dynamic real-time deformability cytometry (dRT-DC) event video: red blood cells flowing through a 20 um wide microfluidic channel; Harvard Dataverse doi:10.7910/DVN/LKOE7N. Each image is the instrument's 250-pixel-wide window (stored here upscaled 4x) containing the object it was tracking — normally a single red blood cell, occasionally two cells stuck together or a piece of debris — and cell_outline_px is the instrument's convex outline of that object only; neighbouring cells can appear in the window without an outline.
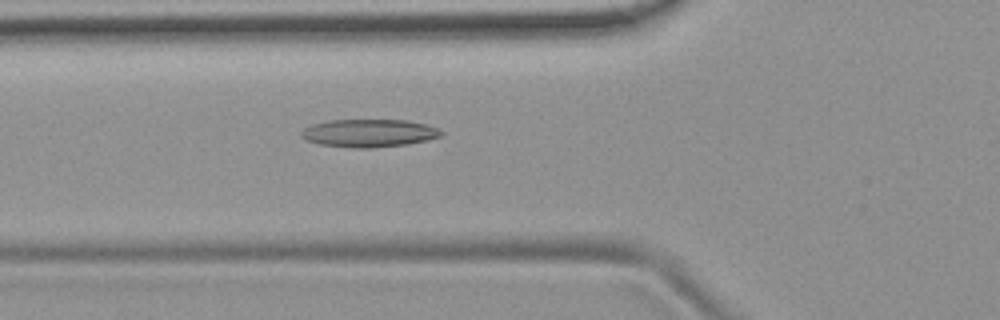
{"species": "common noctule bat (a hibernating species)", "species_latin": "Nyctalus noctula", "temperature_condition": "room temperature", "stored_images_in_passage": 40, "camera_frame_rate_fps": 3000, "um_per_image_px": 0.085, "animal": {"sex": "female", "body_mass_g": 19.9}, "frame": {"image": 1, "passage_image": 6, "time_ms": 1.667, "image_size_px": [1000, 320], "cell_outline_px": [[444, 132], [440, 136], [428, 140], [408, 144], [372, 148], [352, 148], [320, 144], [304, 140], [300, 136], [300, 132], [304, 128], [312, 124], [328, 120], [408, 120], [428, 124]], "centroid_in_image_um": [31.35, 11.31], "position_along_channel_um": 94.5, "area_um2": 22.95}}
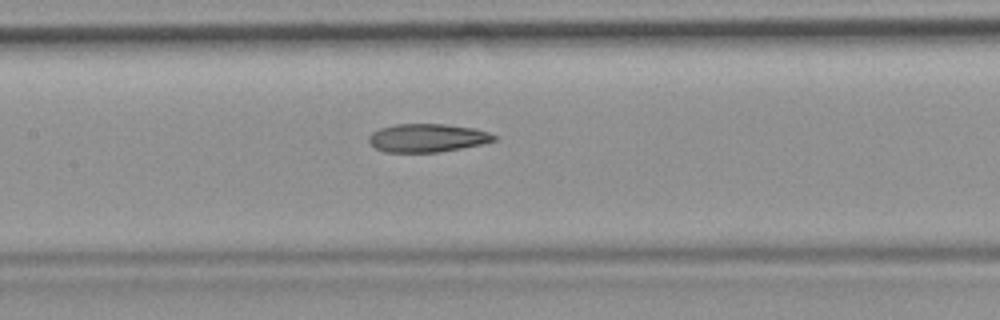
{"frame": {"image": 2, "passage_image": 12, "time_ms": 3.667, "image_size_px": [1000, 320], "cell_outline_px": [[496, 140], [480, 144], [460, 148], [436, 152], [384, 152], [376, 148], [368, 140], [368, 136], [372, 132], [380, 128], [396, 124], [444, 124], [472, 128], [488, 132], [496, 136]], "centroid_in_image_um": [36.28, 11.72], "position_along_channel_um": 171.1, "area_um2": 20.4}}
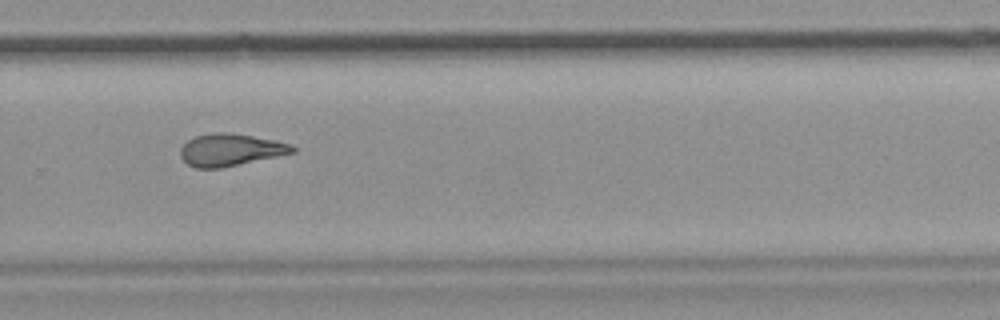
{"frame": {"image": 3, "passage_image": 23, "time_ms": 7.333, "image_size_px": [1000, 320], "cell_outline_px": [[296, 152], [220, 168], [196, 168], [188, 164], [180, 156], [180, 148], [188, 140], [196, 136], [212, 132], [228, 132], [276, 140], [292, 144], [296, 148]], "centroid_in_image_um": [19.59, 12.73], "position_along_channel_um": 310.2, "area_um2": 20.98}, "authors_computed_cell_mechanics": {"area_um2": 21.2126, "velocity_mm_per_s": 3.8065, "shape_relaxation_time_tau1_ms": null, "shape_relaxation_time_tau2_ms": 3.6125, "deformation_change_tau1": null, "deformation_change_tau2": 0.1254}}